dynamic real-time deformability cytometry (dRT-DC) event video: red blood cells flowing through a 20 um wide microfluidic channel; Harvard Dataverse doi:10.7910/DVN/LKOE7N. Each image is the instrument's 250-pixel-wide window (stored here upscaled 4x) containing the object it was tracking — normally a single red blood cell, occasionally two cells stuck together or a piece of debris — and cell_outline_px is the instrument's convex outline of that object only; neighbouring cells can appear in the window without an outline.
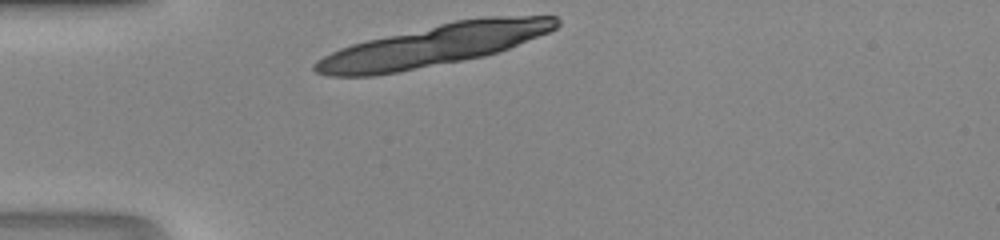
{"species": "human", "species_latin": "Homo sapiens", "temperature_condition": "room temperature", "stored_images_in_passage": 10, "camera_frame_rate_fps": 3000, "um_per_image_px": 0.085, "donor": {"sex": "male"}, "frame": {"image": 1, "passage_image": 1, "time_ms": 0.0, "image_size_px": [1000, 240], "cell_outline_px": [[560, 24], [556, 28], [548, 32], [508, 48], [484, 56], [396, 72], [372, 76], [328, 76], [316, 72], [312, 68], [312, 64], [316, 60], [340, 48], [352, 44], [368, 40], [456, 20], [484, 16], [556, 16], [560, 20]], "centroid_in_image_um": [36.87, 3.85], "position_along_channel_um": 48.1, "area_um2": 57.63}}